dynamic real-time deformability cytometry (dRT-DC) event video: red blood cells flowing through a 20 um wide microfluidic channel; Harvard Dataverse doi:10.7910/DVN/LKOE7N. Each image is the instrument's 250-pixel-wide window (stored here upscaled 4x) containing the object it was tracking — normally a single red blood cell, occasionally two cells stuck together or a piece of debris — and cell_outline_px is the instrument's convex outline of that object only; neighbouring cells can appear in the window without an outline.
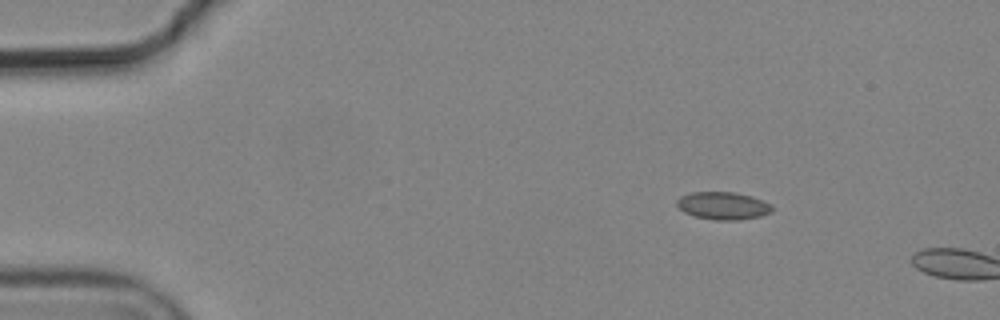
{"species": "common noctule bat (a hibernating species)", "species_latin": "Nyctalus noctula", "temperature_condition": "cold", "stored_images_in_passage": 2, "camera_frame_rate_fps": 3000, "um_per_image_px": 0.085, "animal": {"sex": "male", "body_mass_g": 19.2, "forearm_length_mm": 51.8}, "frame": {"image": 1, "passage_image": 1, "time_ms": 0.0, "image_size_px": [1000, 320], "cell_outline_px": [[772, 212], [760, 216], [740, 220], [716, 220], [696, 216], [684, 212], [676, 204], [676, 200], [680, 196], [692, 192], [732, 192], [752, 196], [764, 200], [772, 204]], "centroid_in_image_um": [61.48, 17.48], "position_along_channel_um": 23.5, "area_um2": 15.37}}